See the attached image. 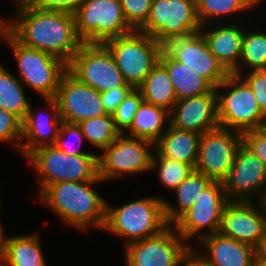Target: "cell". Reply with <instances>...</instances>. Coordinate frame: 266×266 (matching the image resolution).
Wrapping results in <instances>:
<instances>
[{"label":"cell","mask_w":266,"mask_h":266,"mask_svg":"<svg viewBox=\"0 0 266 266\" xmlns=\"http://www.w3.org/2000/svg\"><path fill=\"white\" fill-rule=\"evenodd\" d=\"M242 144L260 158L266 167V129L259 128L242 133Z\"/></svg>","instance_id":"39"},{"label":"cell","mask_w":266,"mask_h":266,"mask_svg":"<svg viewBox=\"0 0 266 266\" xmlns=\"http://www.w3.org/2000/svg\"><path fill=\"white\" fill-rule=\"evenodd\" d=\"M207 255L197 254L209 266H250L255 259V248L249 244L236 241L219 232L206 235L200 239Z\"/></svg>","instance_id":"21"},{"label":"cell","mask_w":266,"mask_h":266,"mask_svg":"<svg viewBox=\"0 0 266 266\" xmlns=\"http://www.w3.org/2000/svg\"><path fill=\"white\" fill-rule=\"evenodd\" d=\"M67 70L82 83L101 92L128 84L103 43H82L67 65Z\"/></svg>","instance_id":"10"},{"label":"cell","mask_w":266,"mask_h":266,"mask_svg":"<svg viewBox=\"0 0 266 266\" xmlns=\"http://www.w3.org/2000/svg\"><path fill=\"white\" fill-rule=\"evenodd\" d=\"M255 248V258L260 261L266 262V230L263 236L260 238Z\"/></svg>","instance_id":"42"},{"label":"cell","mask_w":266,"mask_h":266,"mask_svg":"<svg viewBox=\"0 0 266 266\" xmlns=\"http://www.w3.org/2000/svg\"><path fill=\"white\" fill-rule=\"evenodd\" d=\"M228 202L222 182L213 181L173 226L186 242L197 234L201 239L206 235L217 233L223 209ZM203 229H208V233H200L203 232Z\"/></svg>","instance_id":"14"},{"label":"cell","mask_w":266,"mask_h":266,"mask_svg":"<svg viewBox=\"0 0 266 266\" xmlns=\"http://www.w3.org/2000/svg\"><path fill=\"white\" fill-rule=\"evenodd\" d=\"M248 1L255 8V6L260 4L263 0H248Z\"/></svg>","instance_id":"48"},{"label":"cell","mask_w":266,"mask_h":266,"mask_svg":"<svg viewBox=\"0 0 266 266\" xmlns=\"http://www.w3.org/2000/svg\"><path fill=\"white\" fill-rule=\"evenodd\" d=\"M252 201H229L223 209L219 233L255 247L266 230V206Z\"/></svg>","instance_id":"18"},{"label":"cell","mask_w":266,"mask_h":266,"mask_svg":"<svg viewBox=\"0 0 266 266\" xmlns=\"http://www.w3.org/2000/svg\"><path fill=\"white\" fill-rule=\"evenodd\" d=\"M111 52L124 80L137 88L159 62L163 44L139 30L103 43Z\"/></svg>","instance_id":"6"},{"label":"cell","mask_w":266,"mask_h":266,"mask_svg":"<svg viewBox=\"0 0 266 266\" xmlns=\"http://www.w3.org/2000/svg\"><path fill=\"white\" fill-rule=\"evenodd\" d=\"M184 266H209L207 263H205L201 258L197 256V254L194 252V248L192 251L186 256L184 261Z\"/></svg>","instance_id":"43"},{"label":"cell","mask_w":266,"mask_h":266,"mask_svg":"<svg viewBox=\"0 0 266 266\" xmlns=\"http://www.w3.org/2000/svg\"><path fill=\"white\" fill-rule=\"evenodd\" d=\"M0 107L24 120L30 107L22 82L0 63Z\"/></svg>","instance_id":"29"},{"label":"cell","mask_w":266,"mask_h":266,"mask_svg":"<svg viewBox=\"0 0 266 266\" xmlns=\"http://www.w3.org/2000/svg\"><path fill=\"white\" fill-rule=\"evenodd\" d=\"M220 93L221 89H228ZM217 94L219 127L240 133L264 128L266 116L259 109L249 85L238 75L230 73L215 88Z\"/></svg>","instance_id":"5"},{"label":"cell","mask_w":266,"mask_h":266,"mask_svg":"<svg viewBox=\"0 0 266 266\" xmlns=\"http://www.w3.org/2000/svg\"><path fill=\"white\" fill-rule=\"evenodd\" d=\"M22 121L0 107V142L14 141L16 150H20L22 140ZM17 141V143H16Z\"/></svg>","instance_id":"36"},{"label":"cell","mask_w":266,"mask_h":266,"mask_svg":"<svg viewBox=\"0 0 266 266\" xmlns=\"http://www.w3.org/2000/svg\"><path fill=\"white\" fill-rule=\"evenodd\" d=\"M6 31H7V21L0 18V41H2Z\"/></svg>","instance_id":"46"},{"label":"cell","mask_w":266,"mask_h":266,"mask_svg":"<svg viewBox=\"0 0 266 266\" xmlns=\"http://www.w3.org/2000/svg\"><path fill=\"white\" fill-rule=\"evenodd\" d=\"M85 0H63V12L74 14Z\"/></svg>","instance_id":"44"},{"label":"cell","mask_w":266,"mask_h":266,"mask_svg":"<svg viewBox=\"0 0 266 266\" xmlns=\"http://www.w3.org/2000/svg\"><path fill=\"white\" fill-rule=\"evenodd\" d=\"M169 123L178 129L199 134L219 127L216 90L177 100L170 111Z\"/></svg>","instance_id":"19"},{"label":"cell","mask_w":266,"mask_h":266,"mask_svg":"<svg viewBox=\"0 0 266 266\" xmlns=\"http://www.w3.org/2000/svg\"><path fill=\"white\" fill-rule=\"evenodd\" d=\"M143 101L141 92L137 88H133L125 99L117 106L112 114L116 129L120 134L125 133V129L130 128L133 117L138 110L139 105Z\"/></svg>","instance_id":"34"},{"label":"cell","mask_w":266,"mask_h":266,"mask_svg":"<svg viewBox=\"0 0 266 266\" xmlns=\"http://www.w3.org/2000/svg\"><path fill=\"white\" fill-rule=\"evenodd\" d=\"M38 10L63 12V0H22Z\"/></svg>","instance_id":"41"},{"label":"cell","mask_w":266,"mask_h":266,"mask_svg":"<svg viewBox=\"0 0 266 266\" xmlns=\"http://www.w3.org/2000/svg\"><path fill=\"white\" fill-rule=\"evenodd\" d=\"M133 89L132 86H122L101 92V99L107 114H113L117 106Z\"/></svg>","instance_id":"40"},{"label":"cell","mask_w":266,"mask_h":266,"mask_svg":"<svg viewBox=\"0 0 266 266\" xmlns=\"http://www.w3.org/2000/svg\"><path fill=\"white\" fill-rule=\"evenodd\" d=\"M39 173L40 195L57 182L98 180V155H68L55 145L43 146L27 157Z\"/></svg>","instance_id":"4"},{"label":"cell","mask_w":266,"mask_h":266,"mask_svg":"<svg viewBox=\"0 0 266 266\" xmlns=\"http://www.w3.org/2000/svg\"><path fill=\"white\" fill-rule=\"evenodd\" d=\"M164 201L158 195L137 199L117 208L107 203L103 230L125 239V245L157 235L169 226Z\"/></svg>","instance_id":"3"},{"label":"cell","mask_w":266,"mask_h":266,"mask_svg":"<svg viewBox=\"0 0 266 266\" xmlns=\"http://www.w3.org/2000/svg\"><path fill=\"white\" fill-rule=\"evenodd\" d=\"M51 109L52 115L49 118L32 112L31 105L22 121V140L19 153L27 157L32 151L43 146L55 145L59 128L62 122L57 102L54 98L45 99ZM50 133V134H49Z\"/></svg>","instance_id":"20"},{"label":"cell","mask_w":266,"mask_h":266,"mask_svg":"<svg viewBox=\"0 0 266 266\" xmlns=\"http://www.w3.org/2000/svg\"><path fill=\"white\" fill-rule=\"evenodd\" d=\"M197 17L201 25H208L207 21L216 17L224 19V16L232 13H243L254 8L248 0H196Z\"/></svg>","instance_id":"32"},{"label":"cell","mask_w":266,"mask_h":266,"mask_svg":"<svg viewBox=\"0 0 266 266\" xmlns=\"http://www.w3.org/2000/svg\"><path fill=\"white\" fill-rule=\"evenodd\" d=\"M242 133L217 127L201 134L195 170L213 181H222L230 172Z\"/></svg>","instance_id":"13"},{"label":"cell","mask_w":266,"mask_h":266,"mask_svg":"<svg viewBox=\"0 0 266 266\" xmlns=\"http://www.w3.org/2000/svg\"><path fill=\"white\" fill-rule=\"evenodd\" d=\"M78 125L82 129L85 140L101 151L120 135L112 114L90 118Z\"/></svg>","instance_id":"30"},{"label":"cell","mask_w":266,"mask_h":266,"mask_svg":"<svg viewBox=\"0 0 266 266\" xmlns=\"http://www.w3.org/2000/svg\"><path fill=\"white\" fill-rule=\"evenodd\" d=\"M252 90L259 109L266 116V70H252L243 77L239 75Z\"/></svg>","instance_id":"38"},{"label":"cell","mask_w":266,"mask_h":266,"mask_svg":"<svg viewBox=\"0 0 266 266\" xmlns=\"http://www.w3.org/2000/svg\"><path fill=\"white\" fill-rule=\"evenodd\" d=\"M167 118H170V111L142 101L128 129V136L144 139L155 145L164 134L163 126Z\"/></svg>","instance_id":"27"},{"label":"cell","mask_w":266,"mask_h":266,"mask_svg":"<svg viewBox=\"0 0 266 266\" xmlns=\"http://www.w3.org/2000/svg\"><path fill=\"white\" fill-rule=\"evenodd\" d=\"M67 136H69V137L71 136L72 138H76V140H78L80 142H82L83 139H85L83 132H82V129L78 124L67 123V122L62 121L60 128H59V132H58L55 146L59 150H62L64 153H67L68 155L93 154L91 152L89 153V152H85V151H80L81 149L75 148L76 146H74V145H73L74 147L69 146V144L67 145L68 142H66L64 140V138Z\"/></svg>","instance_id":"37"},{"label":"cell","mask_w":266,"mask_h":266,"mask_svg":"<svg viewBox=\"0 0 266 266\" xmlns=\"http://www.w3.org/2000/svg\"><path fill=\"white\" fill-rule=\"evenodd\" d=\"M221 182L229 201H252V194L260 195L258 202L266 198L264 162L243 144L236 153L230 172Z\"/></svg>","instance_id":"15"},{"label":"cell","mask_w":266,"mask_h":266,"mask_svg":"<svg viewBox=\"0 0 266 266\" xmlns=\"http://www.w3.org/2000/svg\"><path fill=\"white\" fill-rule=\"evenodd\" d=\"M213 180L197 170H193L183 182L175 188L178 205L164 201L165 217L169 225H173L197 201L202 192Z\"/></svg>","instance_id":"26"},{"label":"cell","mask_w":266,"mask_h":266,"mask_svg":"<svg viewBox=\"0 0 266 266\" xmlns=\"http://www.w3.org/2000/svg\"><path fill=\"white\" fill-rule=\"evenodd\" d=\"M239 62V66L232 72L238 76L241 74L242 62L249 71L266 70V33L258 32V30L257 32L248 30L246 33L244 30Z\"/></svg>","instance_id":"31"},{"label":"cell","mask_w":266,"mask_h":266,"mask_svg":"<svg viewBox=\"0 0 266 266\" xmlns=\"http://www.w3.org/2000/svg\"><path fill=\"white\" fill-rule=\"evenodd\" d=\"M196 0H152L147 22L139 29L161 44L200 32Z\"/></svg>","instance_id":"9"},{"label":"cell","mask_w":266,"mask_h":266,"mask_svg":"<svg viewBox=\"0 0 266 266\" xmlns=\"http://www.w3.org/2000/svg\"><path fill=\"white\" fill-rule=\"evenodd\" d=\"M43 255L38 235L10 236L0 266H47Z\"/></svg>","instance_id":"25"},{"label":"cell","mask_w":266,"mask_h":266,"mask_svg":"<svg viewBox=\"0 0 266 266\" xmlns=\"http://www.w3.org/2000/svg\"><path fill=\"white\" fill-rule=\"evenodd\" d=\"M163 48L175 60L202 75L214 88L230 74L210 52L201 32L169 39Z\"/></svg>","instance_id":"17"},{"label":"cell","mask_w":266,"mask_h":266,"mask_svg":"<svg viewBox=\"0 0 266 266\" xmlns=\"http://www.w3.org/2000/svg\"><path fill=\"white\" fill-rule=\"evenodd\" d=\"M155 144V150L164 158L196 167L201 134L173 127L170 123Z\"/></svg>","instance_id":"23"},{"label":"cell","mask_w":266,"mask_h":266,"mask_svg":"<svg viewBox=\"0 0 266 266\" xmlns=\"http://www.w3.org/2000/svg\"><path fill=\"white\" fill-rule=\"evenodd\" d=\"M250 266H266V262L260 261L257 258H255Z\"/></svg>","instance_id":"47"},{"label":"cell","mask_w":266,"mask_h":266,"mask_svg":"<svg viewBox=\"0 0 266 266\" xmlns=\"http://www.w3.org/2000/svg\"><path fill=\"white\" fill-rule=\"evenodd\" d=\"M54 99L62 121L67 123L79 124L90 118L107 114L101 93L79 81L68 70L61 78Z\"/></svg>","instance_id":"16"},{"label":"cell","mask_w":266,"mask_h":266,"mask_svg":"<svg viewBox=\"0 0 266 266\" xmlns=\"http://www.w3.org/2000/svg\"><path fill=\"white\" fill-rule=\"evenodd\" d=\"M74 18L77 37L83 43H104L134 31L119 0H85Z\"/></svg>","instance_id":"8"},{"label":"cell","mask_w":266,"mask_h":266,"mask_svg":"<svg viewBox=\"0 0 266 266\" xmlns=\"http://www.w3.org/2000/svg\"><path fill=\"white\" fill-rule=\"evenodd\" d=\"M16 1V19L7 31L22 45L53 55L66 63L83 43L76 34L74 14L43 11Z\"/></svg>","instance_id":"1"},{"label":"cell","mask_w":266,"mask_h":266,"mask_svg":"<svg viewBox=\"0 0 266 266\" xmlns=\"http://www.w3.org/2000/svg\"><path fill=\"white\" fill-rule=\"evenodd\" d=\"M159 62L168 72L177 100L211 93L215 89L202 75L175 60L164 48Z\"/></svg>","instance_id":"24"},{"label":"cell","mask_w":266,"mask_h":266,"mask_svg":"<svg viewBox=\"0 0 266 266\" xmlns=\"http://www.w3.org/2000/svg\"><path fill=\"white\" fill-rule=\"evenodd\" d=\"M2 41L13 51L22 84L36 91L41 98H54L67 64L53 55L22 45L8 31Z\"/></svg>","instance_id":"7"},{"label":"cell","mask_w":266,"mask_h":266,"mask_svg":"<svg viewBox=\"0 0 266 266\" xmlns=\"http://www.w3.org/2000/svg\"><path fill=\"white\" fill-rule=\"evenodd\" d=\"M125 247L126 266H183L193 248L173 225L157 235L131 242Z\"/></svg>","instance_id":"12"},{"label":"cell","mask_w":266,"mask_h":266,"mask_svg":"<svg viewBox=\"0 0 266 266\" xmlns=\"http://www.w3.org/2000/svg\"><path fill=\"white\" fill-rule=\"evenodd\" d=\"M152 156L151 171L158 168L160 182L171 190H175L194 170L189 164L162 157L156 150ZM155 155V156H154Z\"/></svg>","instance_id":"33"},{"label":"cell","mask_w":266,"mask_h":266,"mask_svg":"<svg viewBox=\"0 0 266 266\" xmlns=\"http://www.w3.org/2000/svg\"><path fill=\"white\" fill-rule=\"evenodd\" d=\"M233 21L228 22V25L225 24V26L218 25L220 27L209 31L204 29L206 28L204 25L200 29L210 52L229 73L239 66L244 35L241 25L237 21Z\"/></svg>","instance_id":"22"},{"label":"cell","mask_w":266,"mask_h":266,"mask_svg":"<svg viewBox=\"0 0 266 266\" xmlns=\"http://www.w3.org/2000/svg\"><path fill=\"white\" fill-rule=\"evenodd\" d=\"M151 150H155L152 142L120 134L103 149V154L98 155V175L103 181H108L126 173L131 175L148 172L151 170L153 156Z\"/></svg>","instance_id":"11"},{"label":"cell","mask_w":266,"mask_h":266,"mask_svg":"<svg viewBox=\"0 0 266 266\" xmlns=\"http://www.w3.org/2000/svg\"><path fill=\"white\" fill-rule=\"evenodd\" d=\"M127 23L139 30L148 20L152 0H119Z\"/></svg>","instance_id":"35"},{"label":"cell","mask_w":266,"mask_h":266,"mask_svg":"<svg viewBox=\"0 0 266 266\" xmlns=\"http://www.w3.org/2000/svg\"><path fill=\"white\" fill-rule=\"evenodd\" d=\"M99 182H103L100 177L84 182H57L50 185L39 198L64 223L81 230L90 226L103 230L107 202L92 188Z\"/></svg>","instance_id":"2"},{"label":"cell","mask_w":266,"mask_h":266,"mask_svg":"<svg viewBox=\"0 0 266 266\" xmlns=\"http://www.w3.org/2000/svg\"><path fill=\"white\" fill-rule=\"evenodd\" d=\"M143 101L171 111L177 101L175 90L166 68L158 62L137 87Z\"/></svg>","instance_id":"28"},{"label":"cell","mask_w":266,"mask_h":266,"mask_svg":"<svg viewBox=\"0 0 266 266\" xmlns=\"http://www.w3.org/2000/svg\"><path fill=\"white\" fill-rule=\"evenodd\" d=\"M8 239H9V236L6 237V235L4 234L2 223L0 222V256L4 252Z\"/></svg>","instance_id":"45"}]
</instances>
